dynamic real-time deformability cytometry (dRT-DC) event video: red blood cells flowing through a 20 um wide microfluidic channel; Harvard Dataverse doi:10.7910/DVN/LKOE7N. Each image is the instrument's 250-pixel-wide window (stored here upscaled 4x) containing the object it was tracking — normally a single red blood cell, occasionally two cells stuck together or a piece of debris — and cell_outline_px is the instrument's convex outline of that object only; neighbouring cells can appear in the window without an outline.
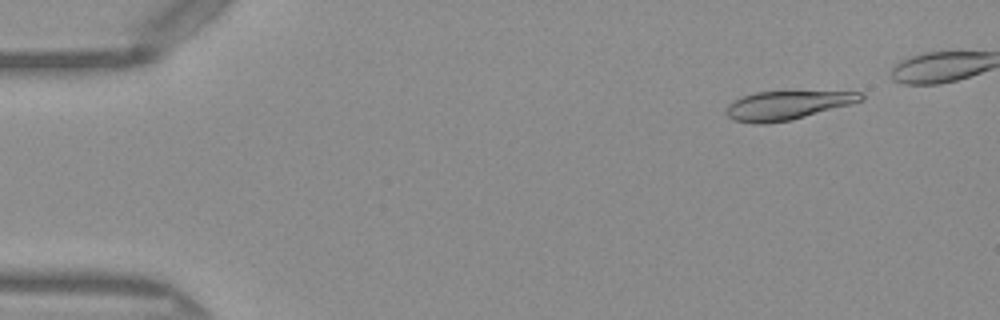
{"species": "Egyptian fruit bat (a non-hibernating species)", "species_latin": "Rousettus aegyptiacus", "temperature_condition": "warm", "stored_images_in_passage": 44, "camera_frame_rate_fps": 3000, "um_per_image_px": 0.085, "frame": {"image": 1, "passage_image": 5, "time_ms": 1.333, "image_size_px": [1000, 320], "cell_outline_px": [[864, 100], [852, 104], [792, 120], [764, 124], [756, 124], [736, 120], [728, 116], [724, 112], [724, 108], [732, 100], [756, 92], [864, 92]], "centroid_in_image_um": [66.89, 8.96], "position_along_channel_um": 18.1, "area_um2": 22.54}}
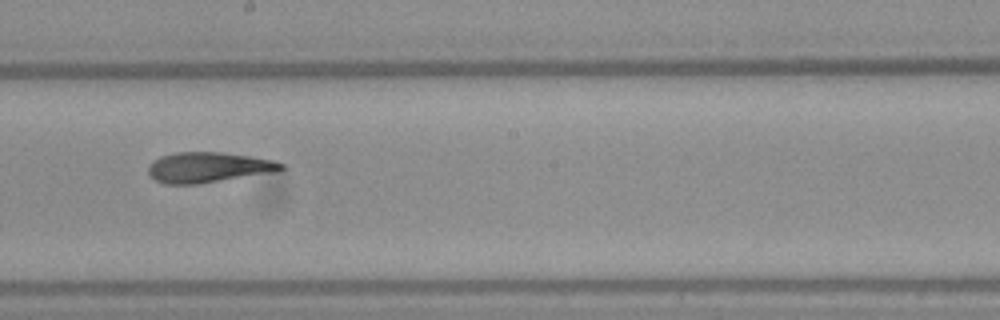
{"frame": {"image": 2, "passage_image": 28, "time_ms": 9.0, "image_size_px": [1000, 320], "cell_outline_px": [[284, 168], [280, 172], [200, 184], [164, 184], [156, 180], [148, 172], [148, 164], [160, 156], [176, 152], [220, 152], [252, 156], [272, 160], [284, 164]], "centroid_in_image_um": [17.75, 14.23], "position_along_channel_um": 230.4, "area_um2": 23.87}}
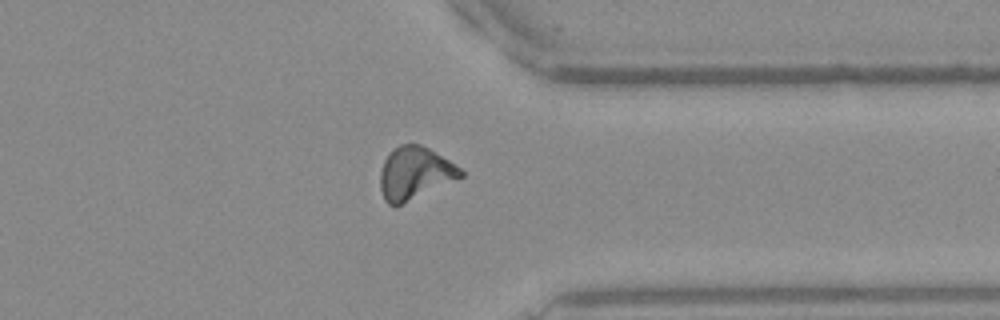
{"frame": {"image": 3, "passage_image": 39, "time_ms": 12.667, "image_size_px": [1000, 320], "cell_outline_px": [[464, 176], [400, 204], [388, 204], [384, 200], [380, 188], [380, 172], [384, 160], [400, 144], [420, 144], [428, 148], [448, 160], [460, 168], [464, 172]], "centroid_in_image_um": [35.24, 14.71], "position_along_channel_um": 376.2, "area_um2": 23.99}, "authors_computed_cell_mechanics": {"area_um2": 23.7847, "velocity_mm_per_s": 4.08, "shape_relaxation_time_tau1_ms": null, "shape_relaxation_time_tau2_ms": 3.5107, "deformation_change_tau1": null, "deformation_change_tau2": 0.0987}}